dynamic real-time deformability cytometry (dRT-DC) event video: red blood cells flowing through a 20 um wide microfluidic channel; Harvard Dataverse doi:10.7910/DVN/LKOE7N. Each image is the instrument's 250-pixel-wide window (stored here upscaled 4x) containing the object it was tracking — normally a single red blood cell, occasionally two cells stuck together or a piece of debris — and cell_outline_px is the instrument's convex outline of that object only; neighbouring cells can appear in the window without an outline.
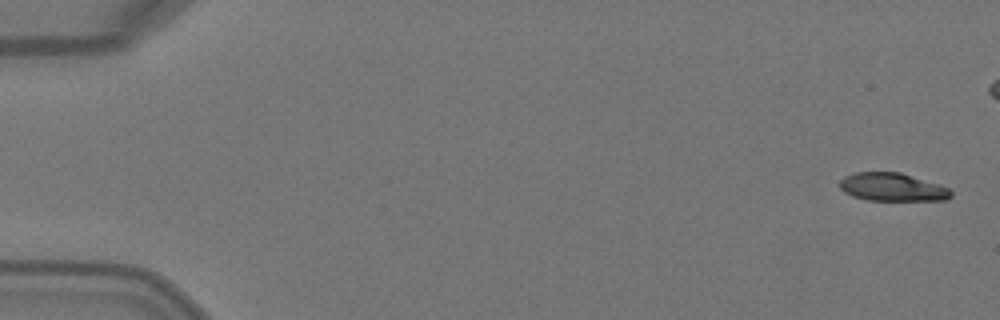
{"species": "Egyptian fruit bat (a non-hibernating species)", "species_latin": "Rousettus aegyptiacus", "temperature_condition": "warm", "stored_images_in_passage": 6, "camera_frame_rate_fps": 3000, "um_per_image_px": 0.085, "animal": {"sex": "female"}, "frame": {"image": 1, "passage_image": 1, "time_ms": 0.0, "image_size_px": [1000, 320], "cell_outline_px": [[952, 196], [948, 200], [868, 200], [852, 196], [844, 192], [840, 188], [840, 180], [844, 176], [856, 172], [900, 172], [940, 184], [948, 188], [952, 192]], "centroid_in_image_um": [75.86, 15.9], "position_along_channel_um": 9.1, "area_um2": 18.32}}
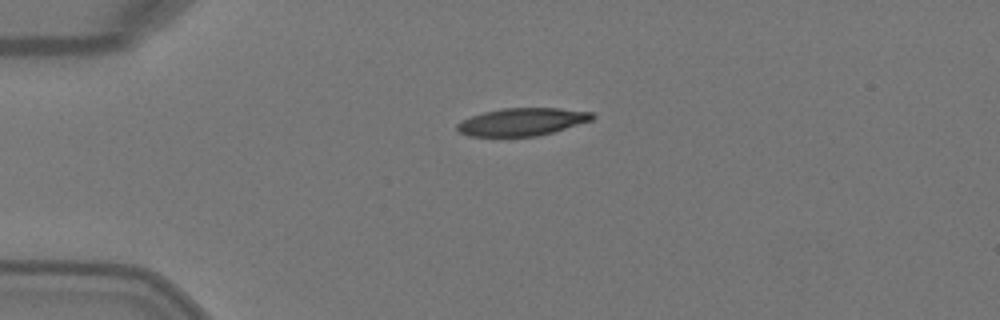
{"frame": {"image": 2, "passage_image": 6, "time_ms": 1.667, "image_size_px": [1000, 320], "cell_outline_px": [[596, 116], [592, 120], [552, 132], [536, 136], [468, 136], [460, 132], [456, 128], [456, 124], [460, 120], [484, 112], [504, 108], [560, 108], [592, 112]], "centroid_in_image_um": [44.37, 10.35], "position_along_channel_um": 40.6, "area_um2": 21.68}}